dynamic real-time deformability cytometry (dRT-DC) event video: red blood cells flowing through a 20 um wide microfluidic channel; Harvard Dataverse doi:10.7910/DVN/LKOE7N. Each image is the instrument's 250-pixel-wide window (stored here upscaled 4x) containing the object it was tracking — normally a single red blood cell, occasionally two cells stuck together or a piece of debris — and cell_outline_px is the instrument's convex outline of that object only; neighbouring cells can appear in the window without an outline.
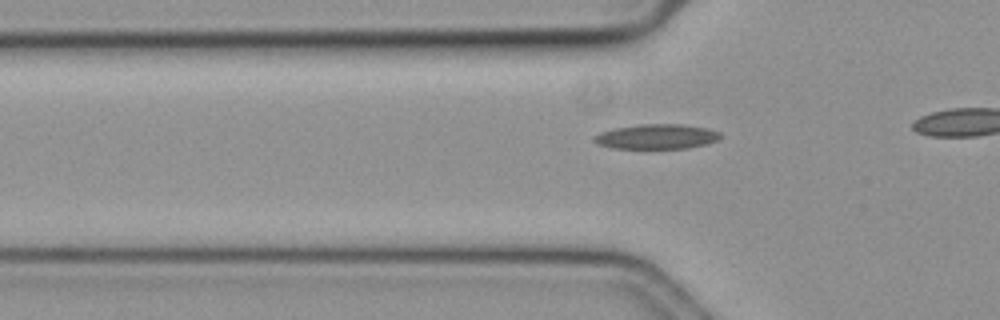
{"species": "common noctule bat (a hibernating species)", "species_latin": "Nyctalus noctula", "temperature_condition": "cold", "stored_images_in_passage": 26, "camera_frame_rate_fps": 3000, "um_per_image_px": 0.085, "animal": {"sex": "female", "body_mass_g": 19.3, "forearm_length_mm": 54.1}, "frame": {"image": 1, "passage_image": 13, "time_ms": 4.0, "image_size_px": [1000, 320], "cell_outline_px": [[720, 136], [716, 140], [708, 144], [688, 148], [612, 148], [596, 144], [592, 140], [592, 136], [600, 132], [616, 128], [640, 124], [680, 124], [708, 128], [720, 132]], "centroid_in_image_um": [55.78, 11.61], "position_along_channel_um": 70.0, "area_um2": 18.32}}
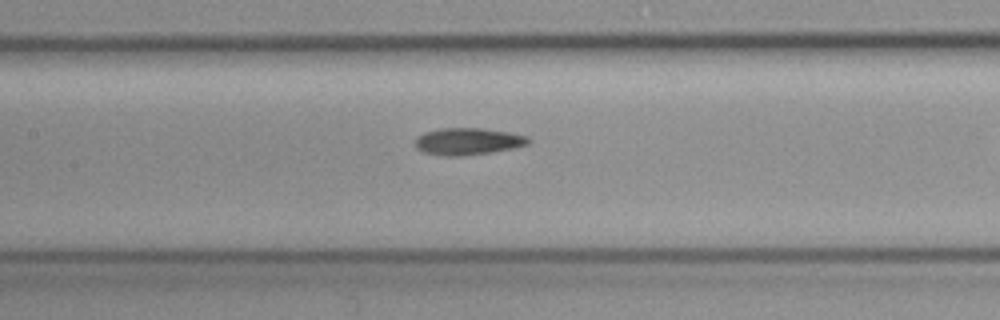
{"frame": {"image": 2, "passage_image": 21, "time_ms": 6.667, "image_size_px": [1000, 320], "cell_outline_px": [[532, 140], [528, 144], [512, 148], [492, 152], [460, 156], [448, 156], [424, 152], [416, 148], [416, 140], [424, 132], [440, 128], [480, 128], [508, 132], [528, 136]], "centroid_in_image_um": [39.8, 12.01], "position_along_channel_um": 167.6, "area_um2": 17.63}}
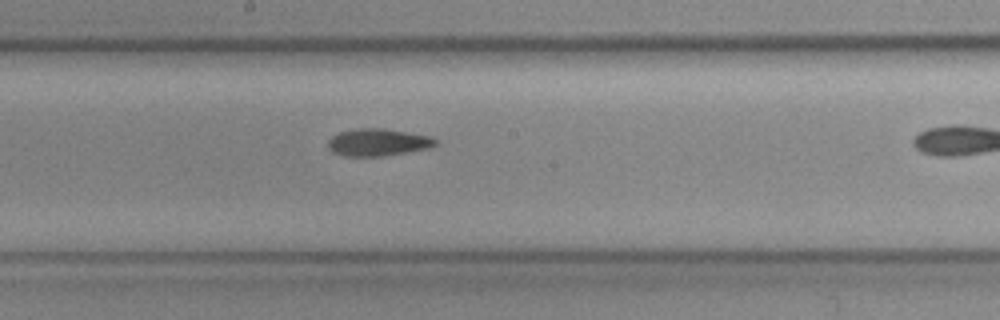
{"frame": {"image": 3, "passage_image": 25, "time_ms": 8.0, "image_size_px": [1000, 320], "cell_outline_px": [[436, 144], [428, 148], [384, 156], [344, 156], [332, 152], [328, 148], [328, 140], [332, 136], [340, 132], [356, 128], [384, 128], [432, 136], [436, 140]], "centroid_in_image_um": [32.1, 12.09], "position_along_channel_um": 216.1, "area_um2": 17.11}}